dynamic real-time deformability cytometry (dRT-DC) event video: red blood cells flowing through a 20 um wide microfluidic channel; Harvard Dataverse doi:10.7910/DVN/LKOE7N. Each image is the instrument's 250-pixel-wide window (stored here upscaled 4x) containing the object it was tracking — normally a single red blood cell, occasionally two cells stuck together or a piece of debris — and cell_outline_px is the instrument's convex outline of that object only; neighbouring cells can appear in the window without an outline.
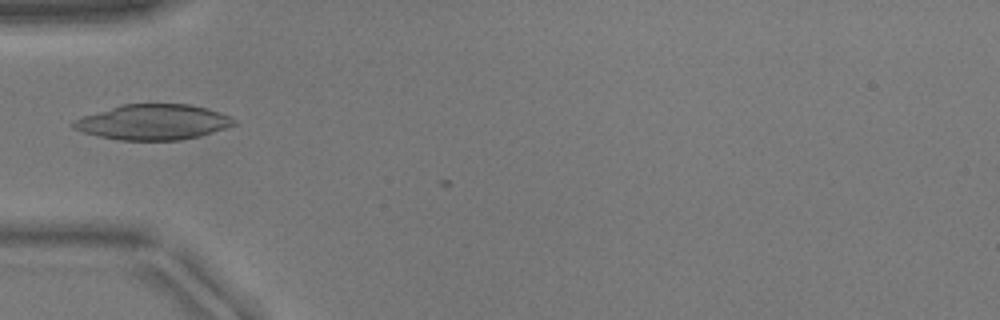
{"species": "common noctule bat (a hibernating species)", "species_latin": "Nyctalus noctula", "temperature_condition": "warm", "stored_images_in_passage": 2, "camera_frame_rate_fps": 3000, "um_per_image_px": 0.085, "animal": {"sex": "male", "body_mass_g": 17.9}, "frame": {"image": 1, "passage_image": 1, "time_ms": 0.0, "image_size_px": [1000, 320], "cell_outline_px": [[236, 124], [228, 128], [200, 136], [180, 140], [120, 140], [100, 136], [84, 132], [72, 128], [72, 124], [76, 120], [84, 116], [120, 104], [188, 104], [208, 108], [232, 116], [236, 120]], "centroid_in_image_um": [13.09, 10.37], "position_along_channel_um": 71.9, "area_um2": 33.12}}